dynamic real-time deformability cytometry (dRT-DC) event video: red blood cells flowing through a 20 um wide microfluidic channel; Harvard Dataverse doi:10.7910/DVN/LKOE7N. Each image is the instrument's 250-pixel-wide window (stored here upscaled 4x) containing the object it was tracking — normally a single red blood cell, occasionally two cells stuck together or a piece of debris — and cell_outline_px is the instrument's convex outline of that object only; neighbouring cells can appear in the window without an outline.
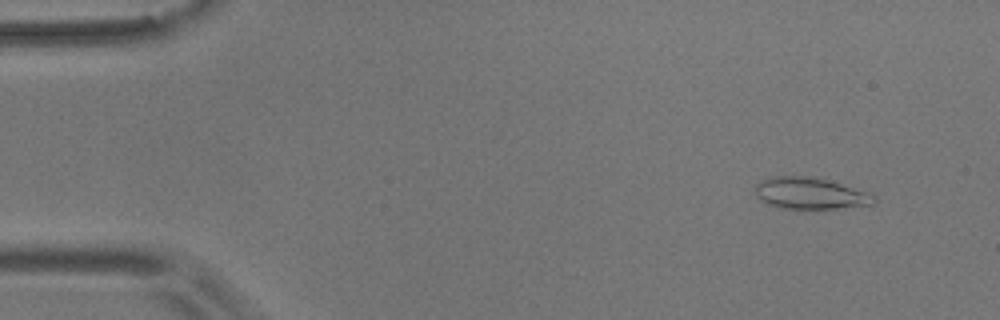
{"species": "common noctule bat (a hibernating species)", "species_latin": "Nyctalus noctula", "temperature_condition": "room temperature", "stored_images_in_passage": 39, "camera_frame_rate_fps": 3000, "um_per_image_px": 0.085, "animal": {"sex": "male", "body_mass_g": 17.9}, "frame": {"image": 1, "passage_image": 5, "time_ms": 1.333, "image_size_px": [1000, 320], "cell_outline_px": [[876, 200], [872, 204], [836, 208], [780, 208], [768, 204], [760, 200], [756, 196], [756, 184], [760, 180], [768, 176], [812, 176], [868, 192], [876, 196]], "centroid_in_image_um": [68.81, 16.42], "position_along_channel_um": 16.2, "area_um2": 21.68}}
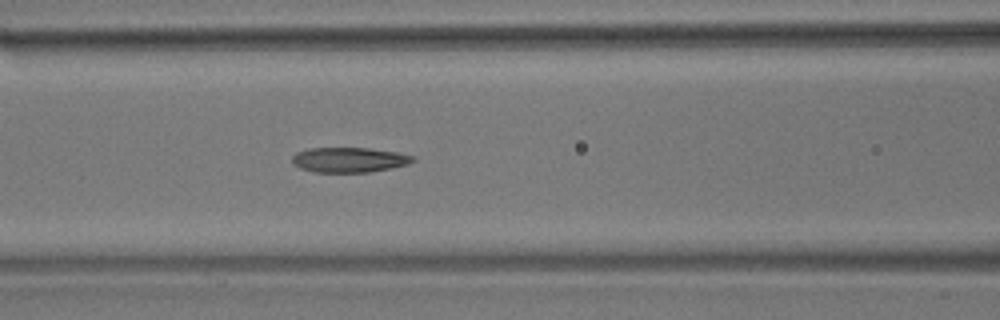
{"frame": {"image": 2, "passage_image": 23, "time_ms": 7.333, "image_size_px": [1000, 320], "cell_outline_px": [[416, 160], [408, 164], [392, 168], [368, 172], [316, 172], [300, 168], [292, 164], [292, 156], [296, 152], [308, 148], [368, 148], [400, 152], [416, 156]], "centroid_in_image_um": [29.71, 13.58], "position_along_channel_um": 136.9, "area_um2": 17.8}}
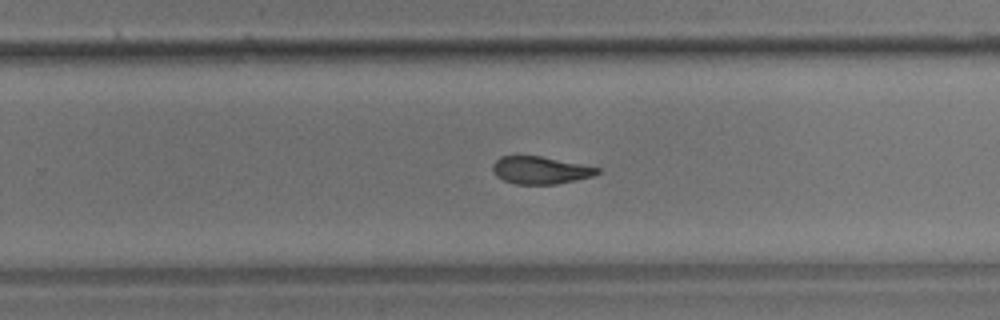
{"frame": {"image": 3, "passage_image": 35, "time_ms": 11.333, "image_size_px": [1000, 320], "cell_outline_px": [[600, 172], [592, 176], [556, 184], [516, 184], [504, 180], [496, 176], [492, 168], [492, 164], [500, 156], [540, 156], [600, 168]], "centroid_in_image_um": [45.89, 14.47], "position_along_channel_um": 283.9, "area_um2": 16.53}, "authors_computed_cell_mechanics": {"area_um2": 19.1318, "velocity_mm_per_s": 3.6748, "shape_relaxation_time_tau1_ms": 7.2366, "shape_relaxation_time_tau2_ms": 2.6325, "deformation_change_tau1": 0.1846, "deformation_change_tau2": 0.1032}}